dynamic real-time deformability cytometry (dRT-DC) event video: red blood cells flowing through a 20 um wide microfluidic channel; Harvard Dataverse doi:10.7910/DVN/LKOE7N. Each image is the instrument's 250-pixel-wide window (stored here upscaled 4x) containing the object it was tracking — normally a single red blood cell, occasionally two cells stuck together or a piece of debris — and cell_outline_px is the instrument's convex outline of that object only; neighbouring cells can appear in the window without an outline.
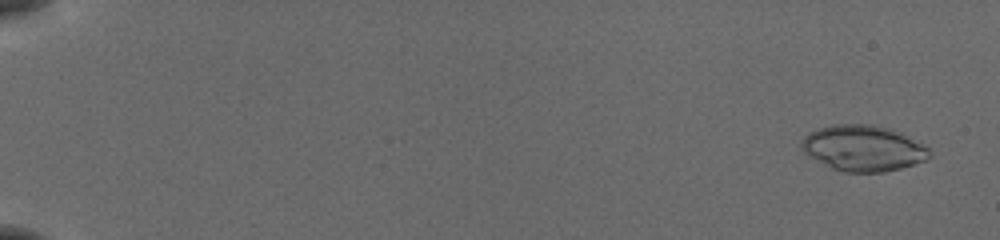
{"species": "common noctule bat (a hibernating species)", "species_latin": "Nyctalus noctula", "temperature_condition": "cold", "stored_images_in_passage": 55, "camera_frame_rate_fps": 3000, "um_per_image_px": 0.085, "animal": {"sex": "female", "body_mass_g": 19.5, "forearm_length_mm": 54.1}, "frame": {"image": 1, "passage_image": 3, "time_ms": 0.667, "image_size_px": [1000, 240], "cell_outline_px": [[932, 156], [924, 160], [900, 168], [884, 172], [844, 172], [832, 168], [808, 156], [800, 148], [800, 140], [804, 136], [820, 128], [832, 124], [872, 124], [892, 128], [900, 132], [928, 148], [932, 152]], "centroid_in_image_um": [73.35, 12.59], "position_along_channel_um": 11.7, "area_um2": 34.16}}
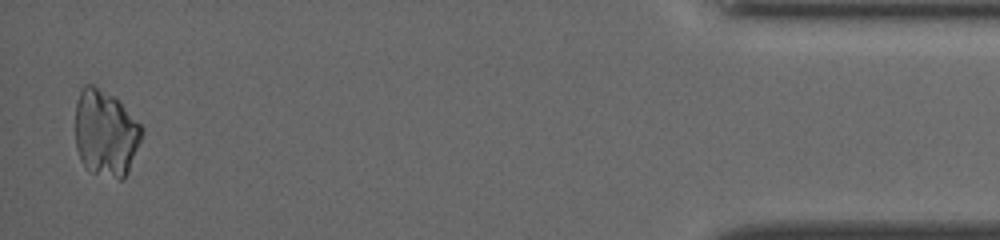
{"frame": {"image": 2, "passage_image": 54, "time_ms": 17.667, "image_size_px": [1000, 240], "cell_outline_px": [[144, 128], [140, 140], [128, 172], [124, 180], [120, 180], [92, 172], [80, 160], [76, 148], [76, 104], [80, 88], [84, 84], [92, 84], [112, 96]], "centroid_in_image_um": [8.95, 11.33], "position_along_channel_um": 426.2, "area_um2": 33.12}}